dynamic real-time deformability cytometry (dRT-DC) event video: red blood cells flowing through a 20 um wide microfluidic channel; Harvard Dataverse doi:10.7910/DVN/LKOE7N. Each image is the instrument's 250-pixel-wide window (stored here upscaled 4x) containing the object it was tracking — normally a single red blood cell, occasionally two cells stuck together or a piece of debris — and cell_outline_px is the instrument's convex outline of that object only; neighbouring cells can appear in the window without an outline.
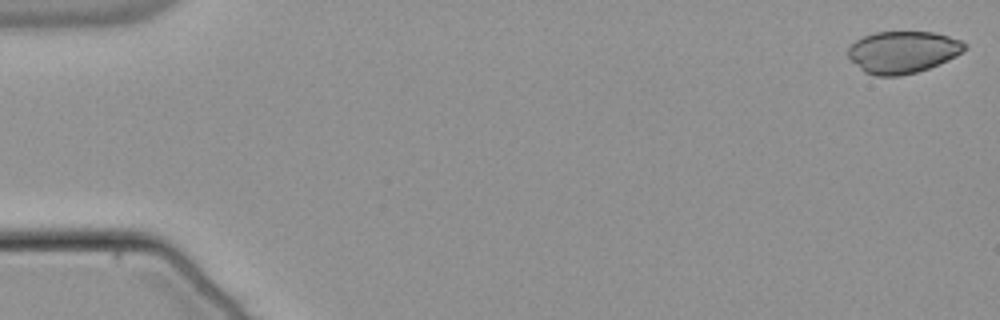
{"species": "common noctule bat (a hibernating species)", "species_latin": "Nyctalus noctula", "temperature_condition": "warm", "stored_images_in_passage": 53, "camera_frame_rate_fps": 3000, "um_per_image_px": 0.085, "animal": {"sex": "male", "body_mass_g": 21.5, "forearm_length_mm": 52.0}, "frame": {"image": 1, "passage_image": 1, "time_ms": 0.0, "image_size_px": [1000, 320], "cell_outline_px": [[968, 48], [956, 56], [928, 68], [916, 72], [900, 76], [876, 76], [864, 72], [848, 56], [848, 48], [856, 40], [864, 36], [876, 32], [932, 32], [948, 36], [960, 40], [968, 44]], "centroid_in_image_um": [76.75, 4.42], "position_along_channel_um": 8.3, "area_um2": 28.38}}
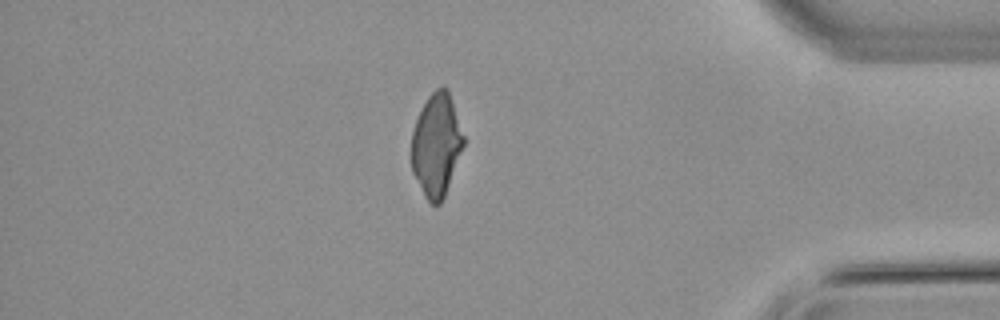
{"frame": {"image": 2, "passage_image": 46, "time_ms": 15.0, "image_size_px": [1000, 320], "cell_outline_px": [[464, 144], [444, 196], [440, 204], [432, 204], [424, 196], [412, 172], [412, 132], [416, 120], [428, 96], [436, 88], [444, 84], [448, 88], [464, 136]], "centroid_in_image_um": [37.09, 12.29], "position_along_channel_um": 398.1, "area_um2": 30.92}}
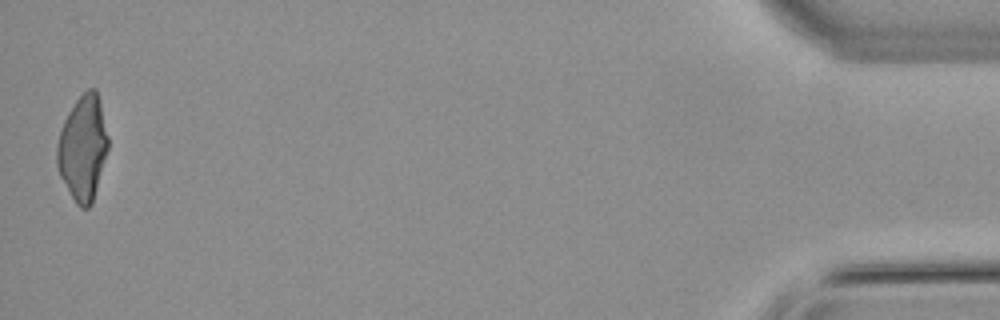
{"frame": {"image": 3, "passage_image": 53, "time_ms": 17.333, "image_size_px": [1000, 320], "cell_outline_px": [[108, 148], [92, 204], [88, 208], [80, 208], [76, 204], [60, 176], [56, 164], [56, 144], [60, 128], [68, 112], [76, 100], [88, 88], [96, 88], [108, 136]], "centroid_in_image_um": [7.02, 12.59], "position_along_channel_um": 428.2, "area_um2": 31.21}}